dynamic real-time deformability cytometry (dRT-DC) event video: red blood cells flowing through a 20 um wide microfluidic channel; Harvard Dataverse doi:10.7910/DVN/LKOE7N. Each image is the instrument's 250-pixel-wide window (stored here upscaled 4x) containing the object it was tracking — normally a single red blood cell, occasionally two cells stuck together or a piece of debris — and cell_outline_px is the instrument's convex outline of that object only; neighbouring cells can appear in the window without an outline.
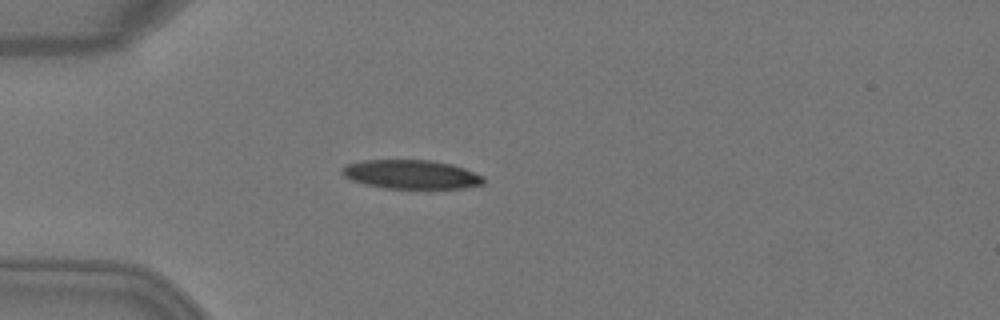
{"species": "Egyptian fruit bat (a non-hibernating species)", "species_latin": "Rousettus aegyptiacus", "temperature_condition": "warm", "stored_images_in_passage": 4, "camera_frame_rate_fps": 3000, "um_per_image_px": 0.085, "animal": {"sex": "female"}, "frame": {"image": 1, "passage_image": 4, "time_ms": 1.0, "image_size_px": [1000, 320], "cell_outline_px": [[484, 184], [464, 188], [384, 188], [364, 184], [352, 180], [344, 176], [340, 172], [340, 168], [344, 164], [364, 160], [432, 160], [452, 164], [464, 168], [484, 176]], "centroid_in_image_um": [34.93, 14.82], "position_along_channel_um": 50.1, "area_um2": 24.04}}